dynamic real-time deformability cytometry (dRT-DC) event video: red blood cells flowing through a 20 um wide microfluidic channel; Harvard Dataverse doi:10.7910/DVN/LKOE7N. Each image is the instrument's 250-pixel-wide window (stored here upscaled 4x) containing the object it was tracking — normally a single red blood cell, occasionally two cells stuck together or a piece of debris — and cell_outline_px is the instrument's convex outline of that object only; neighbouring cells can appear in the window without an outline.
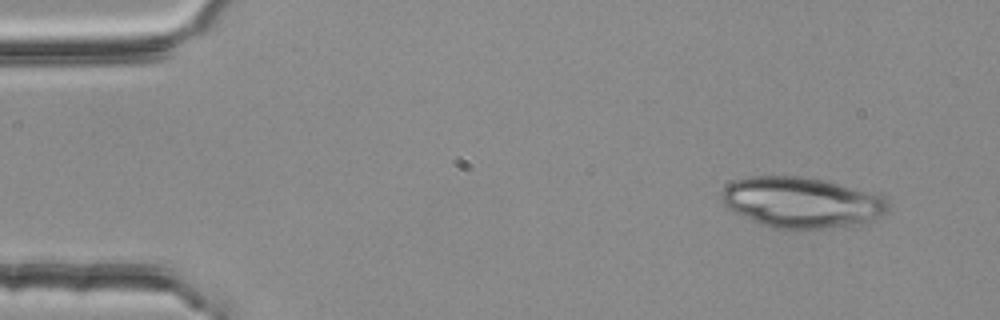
{"species": "common noctule bat (a hibernating species)", "species_latin": "Nyctalus noctula", "temperature_condition": "room temperature", "stored_images_in_passage": 2, "camera_frame_rate_fps": 3000, "um_per_image_px": 0.085, "animal": {"sex": "female", "body_mass_g": 25.1}, "frame": {"image": 1, "passage_image": 2, "time_ms": 0.333, "image_size_px": [1000, 320], "cell_outline_px": [[888, 208], [880, 216], [860, 224], [828, 228], [792, 232], [772, 228], [760, 224], [728, 208], [724, 204], [720, 196], [720, 192], [732, 180], [752, 176], [800, 176], [820, 180], [872, 192], [888, 196]], "centroid_in_image_um": [68.12, 17.23], "position_along_channel_um": 16.9, "area_um2": 49.71}}